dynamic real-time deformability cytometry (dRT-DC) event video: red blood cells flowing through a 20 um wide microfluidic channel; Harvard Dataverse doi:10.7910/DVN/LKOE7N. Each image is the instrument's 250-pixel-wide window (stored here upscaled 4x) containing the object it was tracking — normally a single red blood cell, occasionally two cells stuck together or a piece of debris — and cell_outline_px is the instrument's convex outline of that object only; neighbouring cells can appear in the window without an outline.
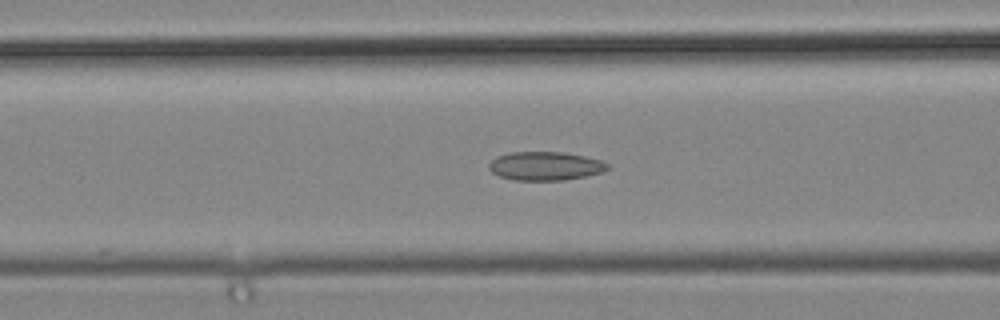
{"species": "common noctule bat (a hibernating species)", "species_latin": "Nyctalus noctula", "temperature_condition": "cold", "stored_images_in_passage": 35, "camera_frame_rate_fps": 3000, "um_per_image_px": 0.085, "animal": {"sex": "male", "body_mass_g": 19.2, "forearm_length_mm": 51.8}, "frame": {"image": 1, "passage_image": 15, "time_ms": 4.667, "image_size_px": [1000, 320], "cell_outline_px": [[608, 168], [600, 172], [584, 176], [564, 180], [512, 180], [500, 176], [492, 172], [488, 168], [488, 164], [496, 156], [508, 152], [560, 152], [584, 156], [600, 160], [608, 164]], "centroid_in_image_um": [46.28, 14.11], "position_along_channel_um": 120.3, "area_um2": 19.65}}
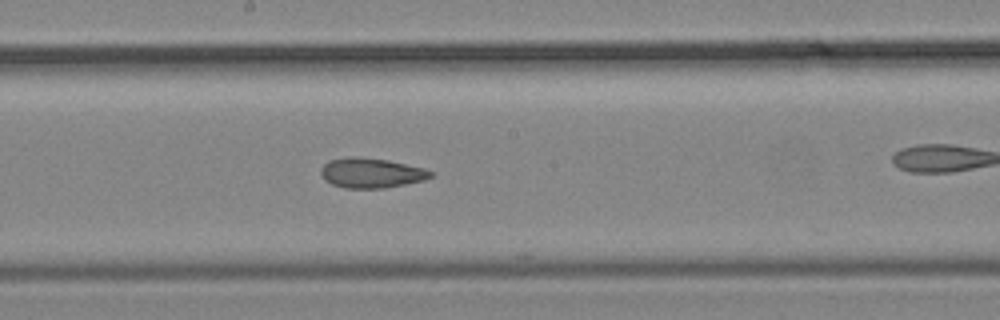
{"frame": {"image": 2, "passage_image": 22, "time_ms": 7.0, "image_size_px": [1000, 320], "cell_outline_px": [[432, 176], [424, 180], [384, 188], [344, 188], [332, 184], [324, 180], [320, 172], [320, 168], [328, 160], [348, 156], [356, 156], [388, 160], [424, 168], [432, 172]], "centroid_in_image_um": [31.5, 14.69], "position_along_channel_um": 216.7, "area_um2": 19.19}}
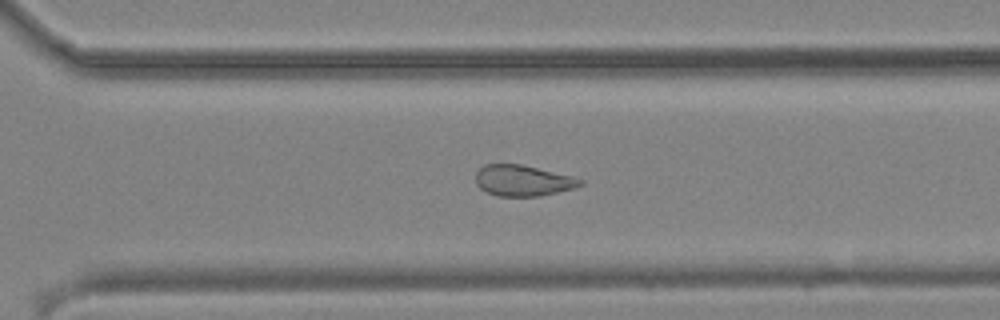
{"frame": {"image": 3, "passage_image": 30, "time_ms": 9.667, "image_size_px": [1000, 320], "cell_outline_px": [[584, 184], [572, 188], [540, 196], [496, 196], [480, 188], [476, 184], [476, 172], [484, 164], [524, 164], [572, 176], [584, 180]], "centroid_in_image_um": [44.44, 15.34], "position_along_channel_um": 326.2, "area_um2": 18.9}}